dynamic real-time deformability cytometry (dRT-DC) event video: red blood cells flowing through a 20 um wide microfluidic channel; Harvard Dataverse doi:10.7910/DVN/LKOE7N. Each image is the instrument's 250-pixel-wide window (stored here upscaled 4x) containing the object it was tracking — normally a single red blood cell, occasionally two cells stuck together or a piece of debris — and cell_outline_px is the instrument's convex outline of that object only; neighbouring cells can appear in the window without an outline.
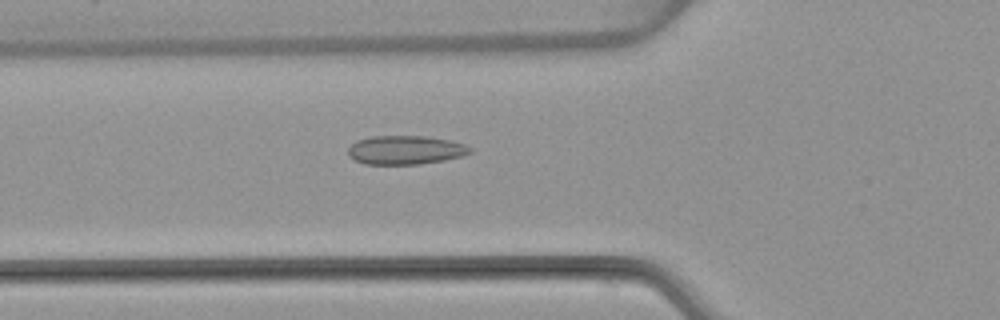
{"species": "common noctule bat (a hibernating species)", "species_latin": "Nyctalus noctula", "temperature_condition": "warm", "stored_images_in_passage": 53, "camera_frame_rate_fps": 3000, "um_per_image_px": 0.085, "animal": {"sex": "female", "body_mass_g": 22.7, "forearm_length_mm": 54.2}, "frame": {"image": 1, "passage_image": 19, "time_ms": 6.0, "image_size_px": [1000, 320], "cell_outline_px": [[472, 152], [460, 156], [444, 160], [420, 164], [364, 164], [348, 156], [348, 148], [356, 140], [372, 136], [428, 136], [448, 140], [464, 144], [472, 148]], "centroid_in_image_um": [34.44, 12.75], "position_along_channel_um": 91.4, "area_um2": 20.46}}
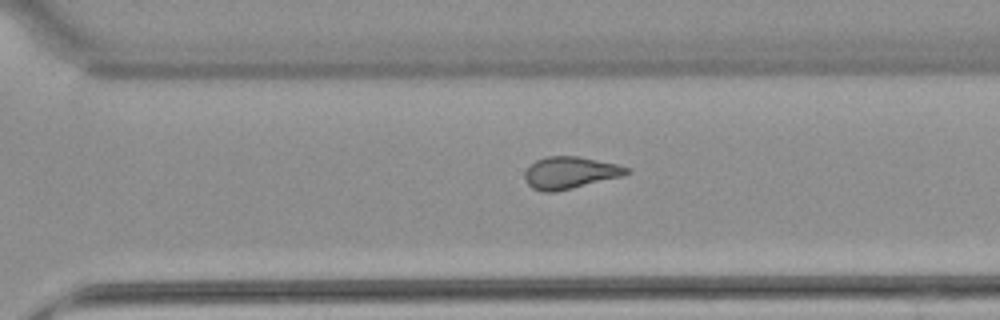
{"frame": {"image": 2, "passage_image": 37, "time_ms": 12.0, "image_size_px": [1000, 320], "cell_outline_px": [[632, 172], [624, 176], [556, 192], [544, 192], [532, 188], [524, 180], [524, 172], [536, 160], [548, 156], [580, 156], [620, 164], [632, 168]], "centroid_in_image_um": [48.52, 14.68], "position_along_channel_um": 322.1, "area_um2": 19.42}}
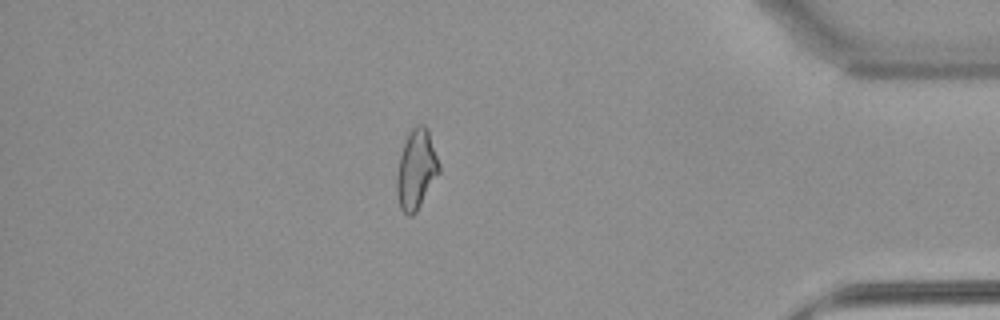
{"frame": {"image": 3, "passage_image": 46, "time_ms": 15.0, "image_size_px": [1000, 320], "cell_outline_px": [[440, 172], [416, 212], [412, 216], [408, 216], [400, 208], [396, 196], [396, 176], [400, 156], [404, 140], [408, 132], [416, 124], [424, 124], [428, 128], [440, 164]], "centroid_in_image_um": [35.38, 14.38], "position_along_channel_um": 399.8, "area_um2": 19.94}, "authors_computed_cell_mechanics": {"area_um2": 19.941, "velocity_mm_per_s": 3.8527, "shape_relaxation_time_tau1_ms": null, "shape_relaxation_time_tau2_ms": 1.6704, "deformation_change_tau1": null, "deformation_change_tau2": 0.0826}}